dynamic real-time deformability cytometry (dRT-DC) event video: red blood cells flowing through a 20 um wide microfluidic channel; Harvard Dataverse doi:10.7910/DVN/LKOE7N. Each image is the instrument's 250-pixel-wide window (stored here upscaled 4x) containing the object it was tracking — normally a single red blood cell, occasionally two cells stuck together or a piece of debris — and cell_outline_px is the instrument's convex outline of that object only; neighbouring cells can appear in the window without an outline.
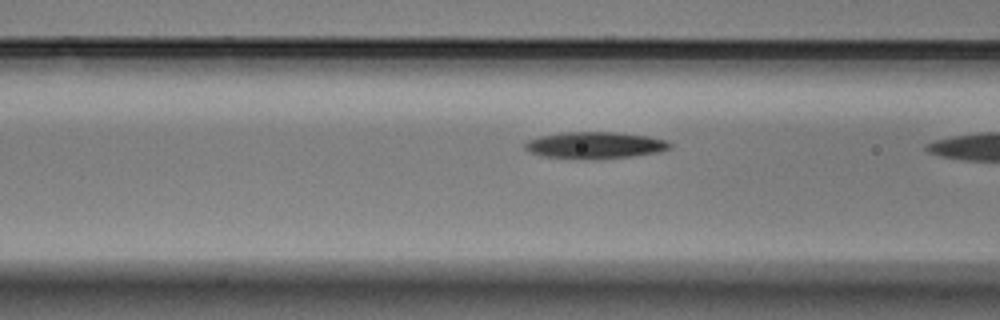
{"species": "Egyptian fruit bat (a non-hibernating species)", "species_latin": "Rousettus aegyptiacus", "temperature_condition": "warm", "stored_images_in_passage": 11, "camera_frame_rate_fps": 3000, "um_per_image_px": 0.085, "animal": {"sex": "male"}, "frame": {"image": 1, "passage_image": 10, "time_ms": 3.0, "image_size_px": [1000, 320], "cell_outline_px": [[672, 148], [660, 152], [632, 156], [600, 160], [588, 160], [540, 156], [524, 148], [524, 144], [528, 140], [540, 136], [560, 132], [616, 132], [648, 136], [668, 140], [672, 144]], "centroid_in_image_um": [50.6, 12.36], "position_along_channel_um": 116.0, "area_um2": 23.06}}